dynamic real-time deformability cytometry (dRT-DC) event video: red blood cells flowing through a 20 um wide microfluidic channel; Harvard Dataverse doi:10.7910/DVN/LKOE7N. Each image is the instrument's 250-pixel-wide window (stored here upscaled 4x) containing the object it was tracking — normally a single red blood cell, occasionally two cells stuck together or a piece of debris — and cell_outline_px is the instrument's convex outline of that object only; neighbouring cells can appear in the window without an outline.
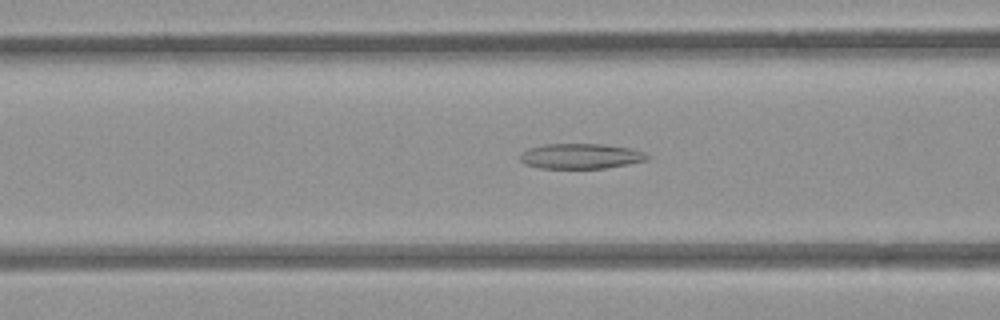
{"species": "common noctule bat (a hibernating species)", "species_latin": "Nyctalus noctula", "temperature_condition": "room temperature", "stored_images_in_passage": 52, "camera_frame_rate_fps": 3000, "um_per_image_px": 0.085, "animal": {"sex": "female", "body_mass_g": 21.9}, "frame": {"image": 1, "passage_image": 20, "time_ms": 6.333, "image_size_px": [1000, 320], "cell_outline_px": [[652, 156], [648, 160], [628, 164], [604, 168], [540, 168], [524, 164], [520, 160], [520, 156], [528, 148], [544, 144], [604, 144], [632, 148], [644, 152]], "centroid_in_image_um": [49.41, 13.27], "position_along_channel_um": 117.2, "area_um2": 18.79}}
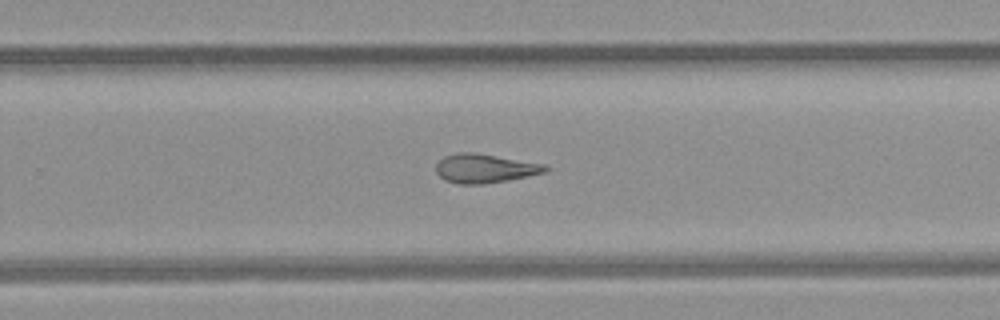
{"frame": {"image": 2, "passage_image": 33, "time_ms": 10.667, "image_size_px": [1000, 320], "cell_outline_px": [[552, 168], [544, 172], [528, 176], [508, 180], [484, 184], [460, 184], [444, 180], [436, 172], [436, 164], [444, 156], [456, 152], [472, 152], [544, 164]], "centroid_in_image_um": [41.19, 14.32], "position_along_channel_um": 288.6, "area_um2": 18.38}}
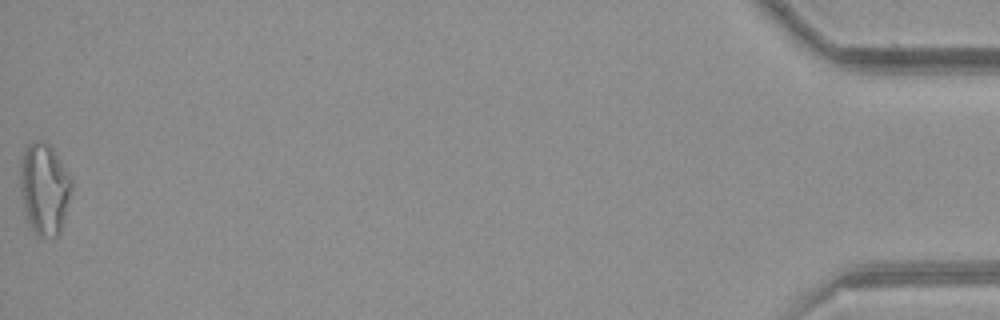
{"frame": {"image": 3, "passage_image": 52, "time_ms": 17.0, "image_size_px": [1000, 320], "cell_outline_px": [[72, 184], [60, 232], [56, 236], [36, 236], [28, 220], [20, 192], [20, 168], [24, 152], [28, 144], [36, 140], [40, 140], [48, 144], [52, 148], [72, 176]], "centroid_in_image_um": [3.77, 16.02], "position_along_channel_um": 431.4, "area_um2": 26.99}, "authors_computed_cell_mechanics": {"area_um2": 20.3167, "velocity_mm_per_s": 3.9554, "shape_relaxation_time_tau1_ms": null, "shape_relaxation_time_tau2_ms": 6.3315, "deformation_change_tau1": null, "deformation_change_tau2": 0.1874}}